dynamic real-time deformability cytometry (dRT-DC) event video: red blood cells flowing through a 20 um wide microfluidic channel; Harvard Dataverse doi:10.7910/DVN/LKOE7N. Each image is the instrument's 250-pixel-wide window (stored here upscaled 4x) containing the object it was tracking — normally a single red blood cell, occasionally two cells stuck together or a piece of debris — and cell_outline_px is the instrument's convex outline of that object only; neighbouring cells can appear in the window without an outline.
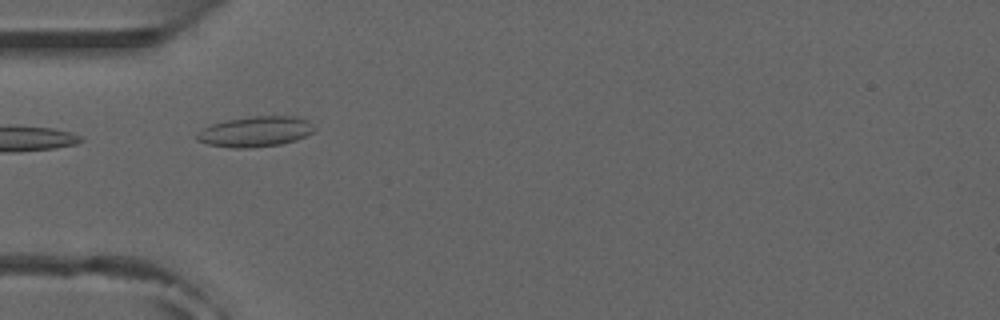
{"species": "common noctule bat (a hibernating species)", "species_latin": "Nyctalus noctula", "temperature_condition": "room temperature", "stored_images_in_passage": 37, "camera_frame_rate_fps": 3000, "um_per_image_px": 0.085, "animal": {"sex": "male", "forearm_length_mm": 52.5}, "frame": {"image": 1, "passage_image": 1, "time_ms": 0.0, "image_size_px": [1000, 320], "cell_outline_px": [[316, 128], [312, 132], [296, 140], [280, 144], [248, 148], [232, 148], [208, 144], [196, 140], [196, 132], [212, 124], [228, 120], [252, 116], [296, 116], [308, 120]], "centroid_in_image_um": [21.71, 11.18], "position_along_channel_um": 63.3, "area_um2": 20.75}, "authors_computed_cell_mechanics": {"area_um2": 17.5134, "velocity_mm_per_s": 3.8942, "shape_relaxation_time_tau1_ms": null, "shape_relaxation_time_tau2_ms": 1.5427, "deformation_change_tau1": null, "deformation_change_tau2": 0.0776}}